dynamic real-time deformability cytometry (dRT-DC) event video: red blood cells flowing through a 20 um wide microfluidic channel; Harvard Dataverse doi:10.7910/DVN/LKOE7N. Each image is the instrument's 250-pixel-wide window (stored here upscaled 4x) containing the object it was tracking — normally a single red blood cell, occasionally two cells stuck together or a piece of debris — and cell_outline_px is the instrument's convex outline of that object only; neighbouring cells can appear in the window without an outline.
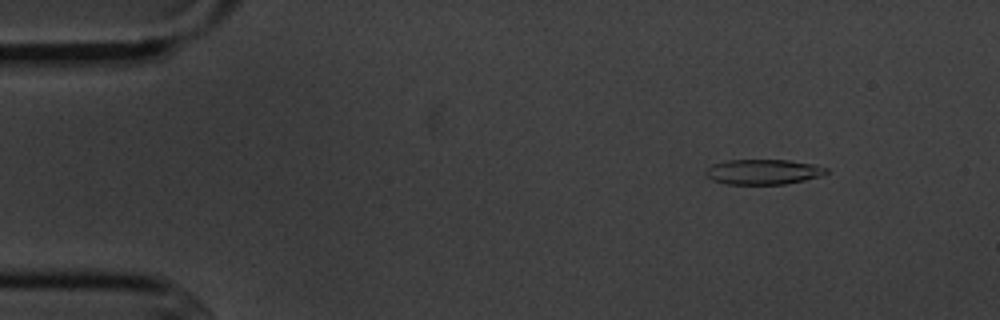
{"species": "common noctule bat (a hibernating species)", "species_latin": "Nyctalus noctula", "temperature_condition": "cold", "stored_images_in_passage": 7, "camera_frame_rate_fps": 3000, "um_per_image_px": 0.085, "animal": {"sex": "male", "body_mass_g": 20.1, "forearm_length_mm": 53.5}, "frame": {"image": 1, "passage_image": 2, "time_ms": 1.333, "image_size_px": [1000, 320], "cell_outline_px": [[828, 172], [820, 176], [804, 180], [784, 184], [728, 184], [712, 180], [704, 172], [712, 164], [728, 160], [788, 160], [816, 164], [828, 168]], "centroid_in_image_um": [64.9, 14.6], "position_along_channel_um": 20.1, "area_um2": 17.63}}
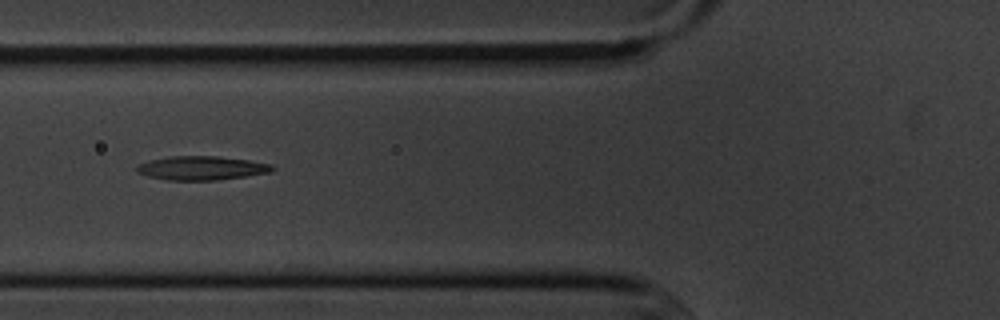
{"frame": {"image": 2, "passage_image": 6, "time_ms": 6.0, "image_size_px": [1000, 320], "cell_outline_px": [[276, 168], [272, 172], [216, 180], [168, 180], [148, 176], [136, 172], [136, 164], [148, 160], [168, 156], [220, 156], [248, 160], [272, 164]], "centroid_in_image_um": [17.11, 14.27], "position_along_channel_um": 108.7, "area_um2": 19.02}}
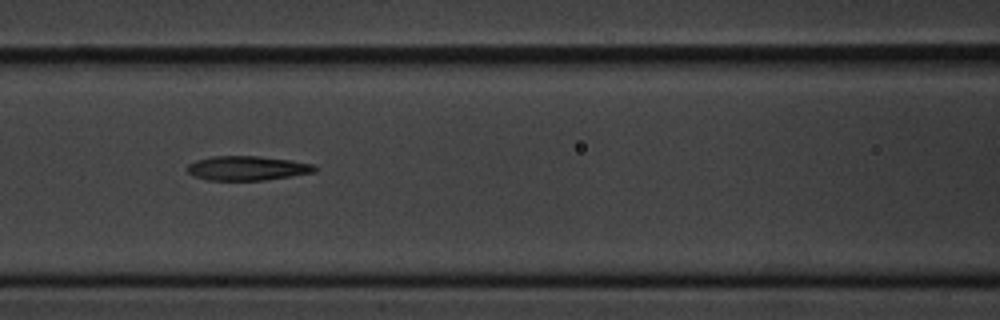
{"frame": {"image": 3, "passage_image": 7, "time_ms": 7.0, "image_size_px": [1000, 320], "cell_outline_px": [[316, 172], [292, 176], [264, 180], [208, 180], [192, 176], [188, 172], [188, 164], [196, 160], [212, 156], [260, 156], [292, 160], [316, 164]], "centroid_in_image_um": [21.04, 14.29], "position_along_channel_um": 145.6, "area_um2": 18.26}}